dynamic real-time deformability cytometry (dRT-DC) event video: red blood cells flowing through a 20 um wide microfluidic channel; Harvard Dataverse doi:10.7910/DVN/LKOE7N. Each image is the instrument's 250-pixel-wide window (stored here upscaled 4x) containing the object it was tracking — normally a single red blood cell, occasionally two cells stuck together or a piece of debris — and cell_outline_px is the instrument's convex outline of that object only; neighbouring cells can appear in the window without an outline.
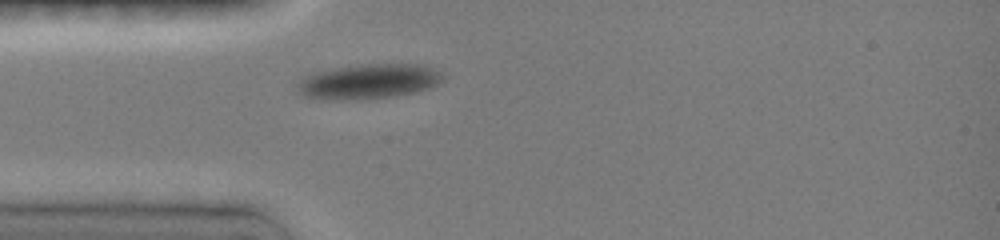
{"species": "common noctule bat (a hibernating species)", "species_latin": "Nyctalus noctula", "temperature_condition": "room temperature", "stored_images_in_passage": 37, "camera_frame_rate_fps": 3000, "um_per_image_px": 0.085, "animal": {"sex": "female", "body_mass_g": 19.0, "forearm_length_mm": 51.5}, "frame": {"image": 1, "passage_image": 1, "time_ms": 0.0, "image_size_px": [1000, 240], "cell_outline_px": [[440, 80], [436, 84], [412, 92], [396, 96], [352, 100], [340, 100], [304, 96], [296, 84], [300, 80], [312, 72], [356, 64], [416, 64], [428, 68], [436, 72], [440, 76]], "centroid_in_image_um": [31.22, 6.92], "position_along_channel_um": 53.8, "area_um2": 28.78}}
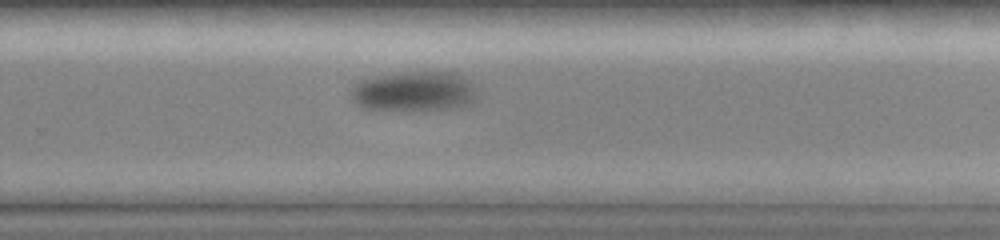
{"frame": {"image": 2, "passage_image": 22, "time_ms": 7.0, "image_size_px": [1000, 240], "cell_outline_px": [[472, 104], [452, 108], [364, 108], [356, 104], [352, 100], [348, 92], [364, 76], [400, 72], [460, 72], [472, 84]], "centroid_in_image_um": [35.1, 7.7], "position_along_channel_um": 294.7, "area_um2": 28.9}}
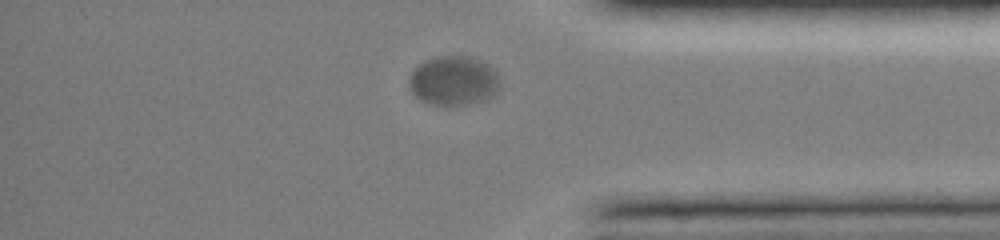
{"frame": {"image": 3, "passage_image": 31, "time_ms": 10.0, "image_size_px": [1000, 240], "cell_outline_px": [[500, 84], [496, 92], [492, 96], [484, 100], [468, 104], [432, 104], [420, 100], [412, 92], [408, 84], [408, 80], [412, 72], [420, 64], [428, 60], [440, 56], [468, 56], [480, 60], [488, 64], [496, 72]], "centroid_in_image_um": [38.56, 6.86], "position_along_channel_um": 396.6, "area_um2": 25.84}, "authors_computed_cell_mechanics": {"area_um2": 28.9, "velocity_mm_per_s": 3.5193, "shape_relaxation_time_tau1_ms": 3.4537, "shape_relaxation_time_tau2_ms": null, "deformation_change_tau1": 0.1069, "deformation_change_tau2": null}}